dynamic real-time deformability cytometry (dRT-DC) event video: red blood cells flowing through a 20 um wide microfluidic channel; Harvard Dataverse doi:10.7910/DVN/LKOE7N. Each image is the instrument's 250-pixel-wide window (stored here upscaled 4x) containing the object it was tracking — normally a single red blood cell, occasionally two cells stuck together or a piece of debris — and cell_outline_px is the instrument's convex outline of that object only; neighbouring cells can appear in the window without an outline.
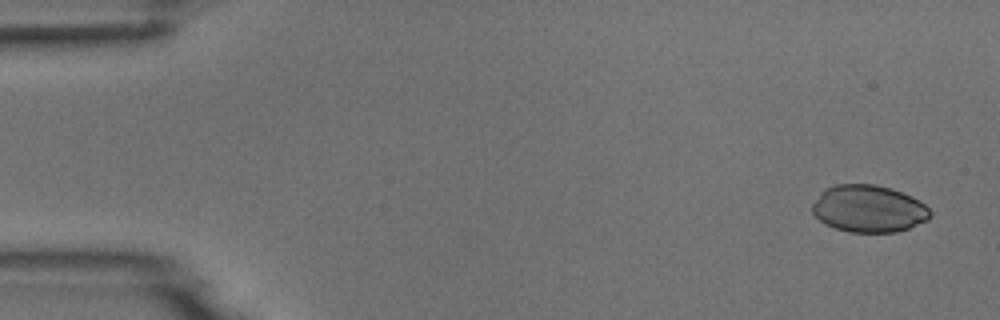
{"species": "common noctule bat (a hibernating species)", "species_latin": "Nyctalus noctula", "temperature_condition": "room temperature", "stored_images_in_passage": 8, "camera_frame_rate_fps": 3000, "um_per_image_px": 0.085, "animal": {"sex": "male", "body_mass_g": 18.8}, "frame": {"image": 1, "passage_image": 1, "time_ms": 0.0, "image_size_px": [1000, 320], "cell_outline_px": [[932, 216], [928, 220], [908, 228], [896, 232], [848, 232], [824, 224], [812, 212], [812, 204], [820, 192], [824, 188], [836, 184], [876, 184], [892, 188], [912, 196], [920, 200], [932, 212]], "centroid_in_image_um": [73.84, 17.73], "position_along_channel_um": 11.2, "area_um2": 32.71}}